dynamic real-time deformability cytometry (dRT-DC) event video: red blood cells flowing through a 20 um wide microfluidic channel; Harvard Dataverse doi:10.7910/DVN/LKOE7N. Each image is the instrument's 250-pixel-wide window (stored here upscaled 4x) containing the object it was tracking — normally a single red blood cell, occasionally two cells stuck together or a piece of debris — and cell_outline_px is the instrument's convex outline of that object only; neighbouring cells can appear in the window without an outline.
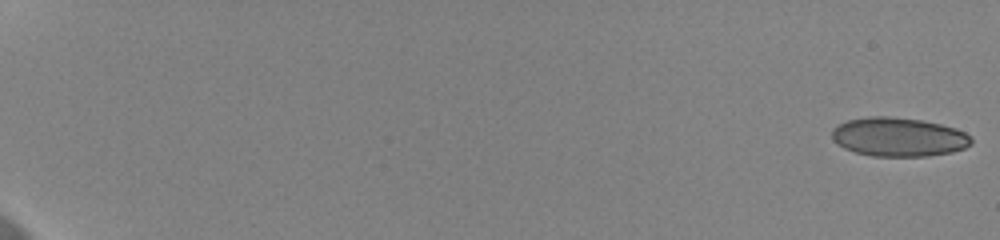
{"species": "human", "species_latin": "Homo sapiens", "temperature_condition": "cold", "stored_images_in_passage": 18, "camera_frame_rate_fps": 3000, "um_per_image_px": 0.085, "donor": {"sex": "female"}, "frame": {"image": 1, "passage_image": 1, "time_ms": 0.0, "image_size_px": [1000, 240], "cell_outline_px": [[972, 144], [964, 148], [952, 152], [928, 156], [872, 156], [856, 152], [844, 148], [836, 144], [832, 140], [832, 128], [848, 120], [868, 116], [888, 116], [920, 120], [940, 124], [956, 128], [972, 136]], "centroid_in_image_um": [76.38, 11.64], "position_along_channel_um": 8.6, "area_um2": 31.73}}